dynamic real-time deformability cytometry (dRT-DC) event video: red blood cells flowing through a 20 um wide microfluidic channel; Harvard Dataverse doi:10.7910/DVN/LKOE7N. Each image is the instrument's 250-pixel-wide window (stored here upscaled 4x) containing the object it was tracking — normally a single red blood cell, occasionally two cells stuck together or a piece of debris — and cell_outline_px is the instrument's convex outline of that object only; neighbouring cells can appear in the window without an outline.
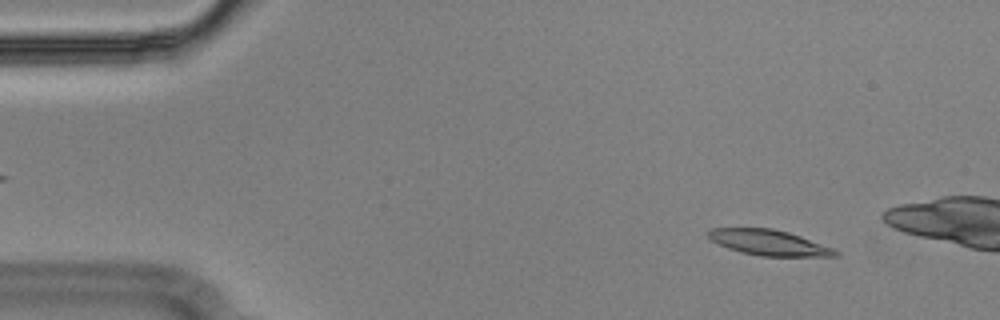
{"species": "Egyptian fruit bat (a non-hibernating species)", "species_latin": "Rousettus aegyptiacus", "temperature_condition": "cold", "stored_images_in_passage": 14, "camera_frame_rate_fps": 3000, "um_per_image_px": 0.085, "animal": {"sex": "male"}, "frame": {"image": 1, "passage_image": 5, "time_ms": 1.333, "image_size_px": [1000, 320], "cell_outline_px": [[840, 256], [760, 256], [740, 252], [728, 248], [712, 240], [708, 236], [708, 228], [772, 228], [788, 232], [800, 236], [832, 248], [840, 252]], "centroid_in_image_um": [65.35, 20.62], "position_along_channel_um": 19.6, "area_um2": 18.73}}